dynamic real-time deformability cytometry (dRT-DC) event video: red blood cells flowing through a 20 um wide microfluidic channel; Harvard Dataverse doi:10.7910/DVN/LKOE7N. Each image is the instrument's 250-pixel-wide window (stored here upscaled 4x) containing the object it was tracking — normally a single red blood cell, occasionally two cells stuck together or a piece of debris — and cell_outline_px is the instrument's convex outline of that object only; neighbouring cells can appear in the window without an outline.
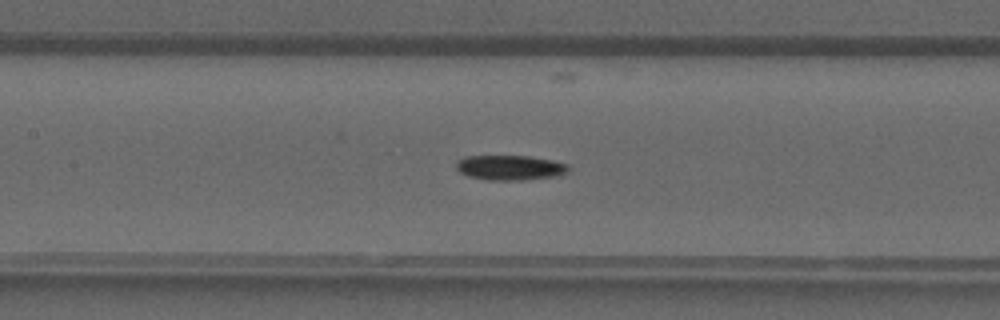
{"species": "common noctule bat (a hibernating species)", "species_latin": "Nyctalus noctula", "temperature_condition": "warm", "stored_images_in_passage": 39, "camera_frame_rate_fps": 3000, "um_per_image_px": 0.085, "animal": {"sex": "male", "forearm_length_mm": 52.5}, "frame": {"image": 1, "passage_image": 18, "time_ms": 5.667, "image_size_px": [1000, 320], "cell_outline_px": [[568, 172], [556, 176], [520, 180], [488, 180], [468, 176], [460, 172], [456, 168], [456, 160], [464, 156], [532, 156], [552, 160], [568, 164]], "centroid_in_image_um": [43.33, 14.24], "position_along_channel_um": 164.1, "area_um2": 16.36}}
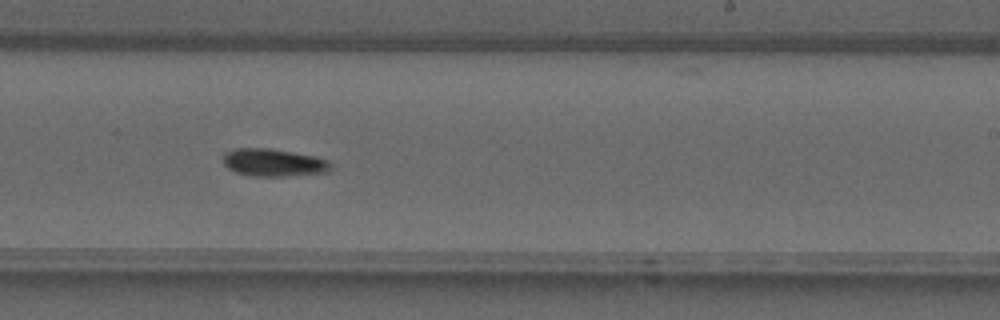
{"frame": {"image": 2, "passage_image": 24, "time_ms": 7.667, "image_size_px": [1000, 320], "cell_outline_px": [[332, 164], [328, 172], [284, 176], [252, 176], [236, 172], [228, 168], [224, 164], [224, 152], [236, 148], [268, 148], [292, 152], [312, 156], [328, 160]], "centroid_in_image_um": [23.23, 13.82], "position_along_channel_um": 265.8, "area_um2": 17.17}}
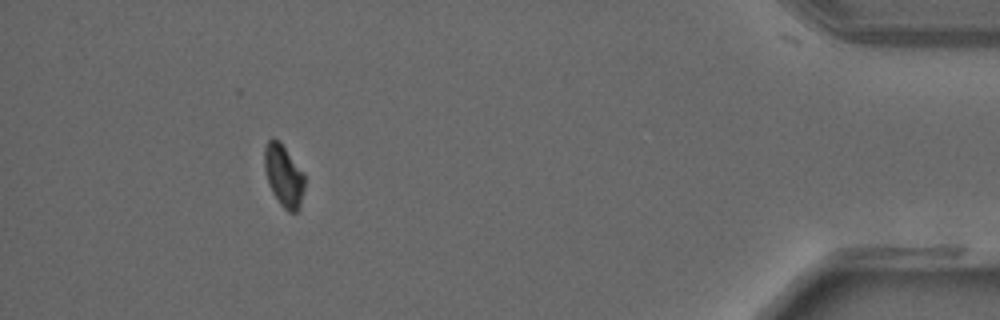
{"frame": {"image": 3, "passage_image": 36, "time_ms": 11.667, "image_size_px": [1000, 320], "cell_outline_px": [[304, 188], [300, 208], [296, 212], [288, 212], [280, 204], [272, 192], [268, 184], [264, 168], [264, 148], [268, 140], [272, 136], [280, 140], [304, 172]], "centroid_in_image_um": [24.11, 14.89], "position_along_channel_um": 411.1, "area_um2": 14.85}}